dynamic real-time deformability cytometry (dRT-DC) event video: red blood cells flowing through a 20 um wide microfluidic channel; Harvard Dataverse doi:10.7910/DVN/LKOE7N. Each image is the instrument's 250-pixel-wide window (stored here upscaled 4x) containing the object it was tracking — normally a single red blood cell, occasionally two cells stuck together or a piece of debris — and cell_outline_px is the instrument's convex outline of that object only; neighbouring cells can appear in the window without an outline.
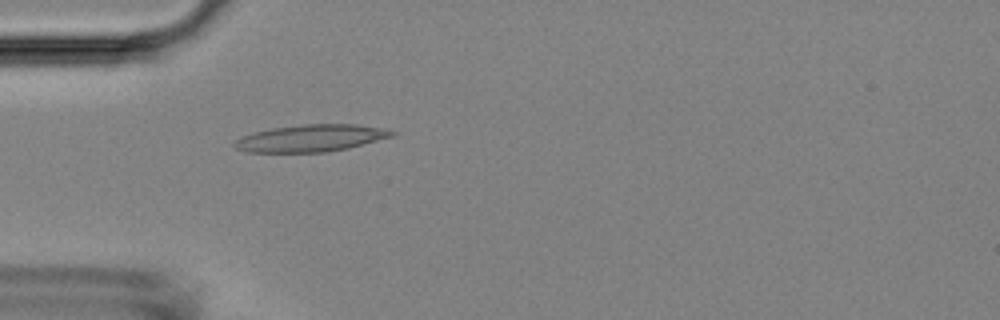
{"species": "Egyptian fruit bat (a non-hibernating species)", "species_latin": "Rousettus aegyptiacus", "temperature_condition": "room temperature", "stored_images_in_passage": 39, "camera_frame_rate_fps": 3000, "um_per_image_px": 0.085, "animal": {"sex": "female"}, "frame": {"image": 1, "passage_image": 2, "time_ms": 0.333, "image_size_px": [1000, 320], "cell_outline_px": [[396, 132], [392, 136], [348, 148], [324, 152], [248, 152], [236, 148], [232, 144], [240, 136], [272, 128], [304, 124], [356, 124], [380, 128]], "centroid_in_image_um": [26.38, 11.74], "position_along_channel_um": 58.6, "area_um2": 24.51}}
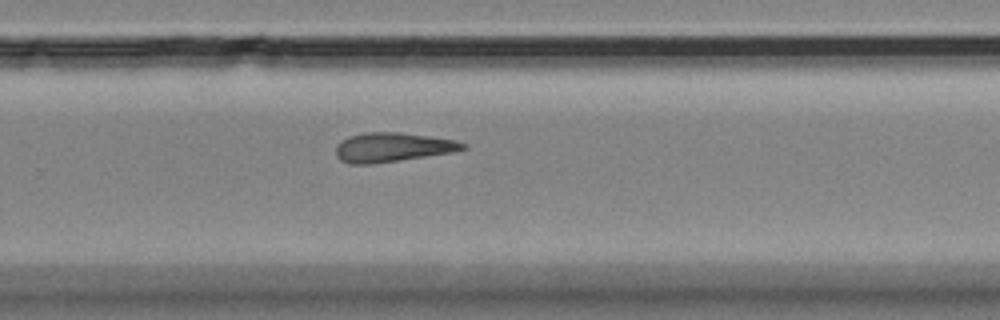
{"frame": {"image": 2, "passage_image": 21, "time_ms": 6.667, "image_size_px": [1000, 320], "cell_outline_px": [[468, 148], [452, 152], [400, 160], [372, 164], [348, 164], [340, 160], [336, 156], [336, 144], [340, 140], [348, 136], [368, 132], [400, 132], [456, 140], [468, 144]], "centroid_in_image_um": [33.33, 12.52], "position_along_channel_um": 296.5, "area_um2": 21.79}}
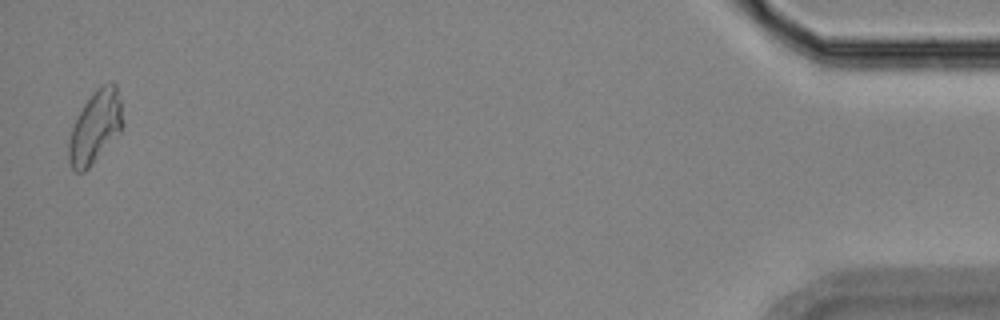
{"frame": {"image": 3, "passage_image": 38, "time_ms": 12.333, "image_size_px": [1000, 320], "cell_outline_px": [[124, 124], [120, 132], [92, 164], [84, 172], [76, 172], [72, 168], [68, 160], [68, 144], [72, 128], [84, 104], [92, 92], [100, 84], [116, 84], [120, 100]], "centroid_in_image_um": [8.1, 10.8], "position_along_channel_um": 427.1, "area_um2": 22.6}}